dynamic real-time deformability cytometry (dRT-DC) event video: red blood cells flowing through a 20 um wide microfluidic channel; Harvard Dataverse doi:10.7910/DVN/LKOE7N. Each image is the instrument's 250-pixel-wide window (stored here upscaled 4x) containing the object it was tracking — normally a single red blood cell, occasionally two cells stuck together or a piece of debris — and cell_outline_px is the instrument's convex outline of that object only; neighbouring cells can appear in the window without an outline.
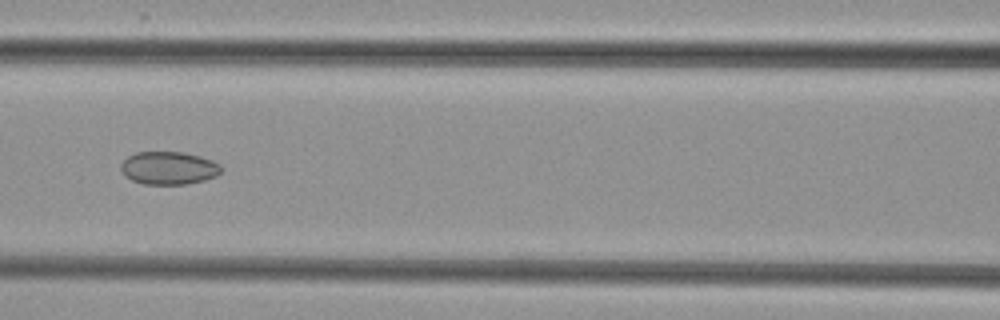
{"species": "common noctule bat (a hibernating species)", "species_latin": "Nyctalus noctula", "temperature_condition": "cold", "stored_images_in_passage": 6, "camera_frame_rate_fps": 3000, "um_per_image_px": 0.085, "animal": {"sex": "female", "body_mass_g": 29.2, "forearm_length_mm": 56.3}, "frame": {"image": 1, "passage_image": 6, "time_ms": 6.0, "image_size_px": [1000, 320], "cell_outline_px": [[220, 172], [216, 176], [204, 180], [188, 184], [144, 184], [132, 180], [124, 176], [120, 168], [120, 164], [128, 156], [136, 152], [184, 152], [200, 156], [212, 160], [220, 164]], "centroid_in_image_um": [14.32, 14.28], "position_along_channel_um": 152.3, "area_um2": 19.31}}